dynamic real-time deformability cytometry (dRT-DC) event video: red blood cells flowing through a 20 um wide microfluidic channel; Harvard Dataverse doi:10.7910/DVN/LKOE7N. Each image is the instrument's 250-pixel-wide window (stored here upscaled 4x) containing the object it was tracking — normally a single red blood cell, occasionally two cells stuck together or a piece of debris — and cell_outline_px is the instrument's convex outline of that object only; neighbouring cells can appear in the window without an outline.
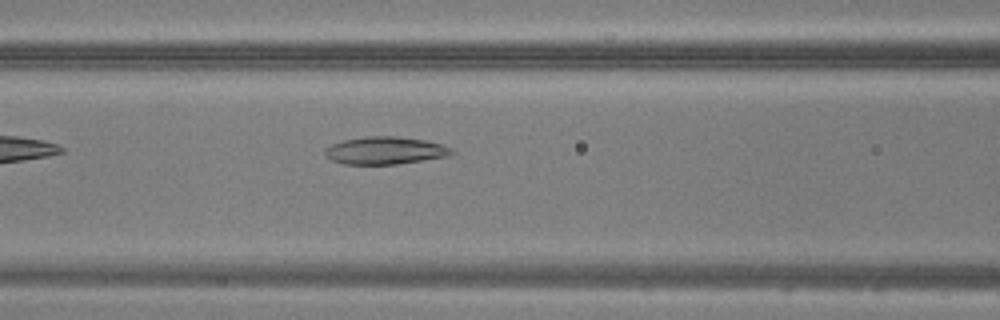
{"species": "common noctule bat (a hibernating species)", "species_latin": "Nyctalus noctula", "temperature_condition": "warm", "stored_images_in_passage": 32, "camera_frame_rate_fps": 3000, "um_per_image_px": 0.085, "animal": {"sex": "male", "body_mass_g": 20.5, "forearm_length_mm": 52.5}, "frame": {"image": 1, "passage_image": 5, "time_ms": 1.333, "image_size_px": [1000, 320], "cell_outline_px": [[456, 152], [448, 156], [396, 164], [344, 164], [332, 160], [324, 156], [324, 148], [332, 144], [344, 140], [364, 136], [396, 136], [424, 140], [440, 144], [452, 148]], "centroid_in_image_um": [32.71, 12.79], "position_along_channel_um": 133.9, "area_um2": 20.35}}
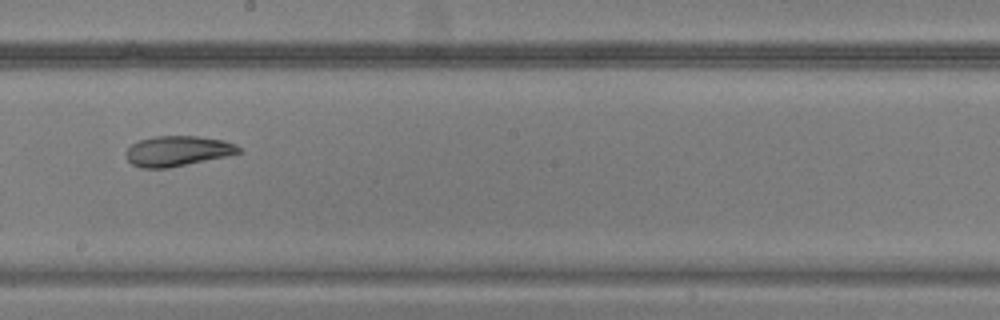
{"frame": {"image": 2, "passage_image": 12, "time_ms": 3.667, "image_size_px": [1000, 320], "cell_outline_px": [[244, 152], [168, 168], [140, 168], [132, 164], [128, 160], [124, 152], [132, 144], [140, 140], [156, 136], [196, 136], [224, 140], [236, 144]], "centroid_in_image_um": [15.09, 12.83], "position_along_channel_um": 233.1, "area_um2": 19.83}}
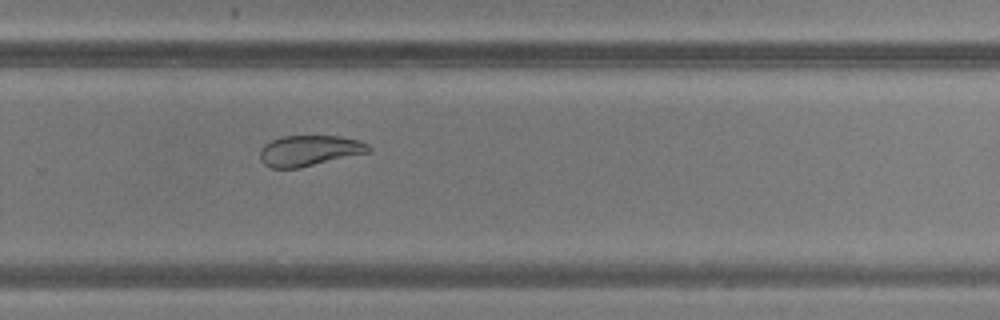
{"frame": {"image": 3, "passage_image": 17, "time_ms": 5.333, "image_size_px": [1000, 320], "cell_outline_px": [[372, 152], [300, 168], [272, 168], [264, 164], [260, 160], [260, 148], [264, 144], [272, 140], [284, 136], [340, 136], [360, 140], [368, 144], [372, 148]], "centroid_in_image_um": [26.33, 12.81], "position_along_channel_um": 303.5, "area_um2": 19.71}}